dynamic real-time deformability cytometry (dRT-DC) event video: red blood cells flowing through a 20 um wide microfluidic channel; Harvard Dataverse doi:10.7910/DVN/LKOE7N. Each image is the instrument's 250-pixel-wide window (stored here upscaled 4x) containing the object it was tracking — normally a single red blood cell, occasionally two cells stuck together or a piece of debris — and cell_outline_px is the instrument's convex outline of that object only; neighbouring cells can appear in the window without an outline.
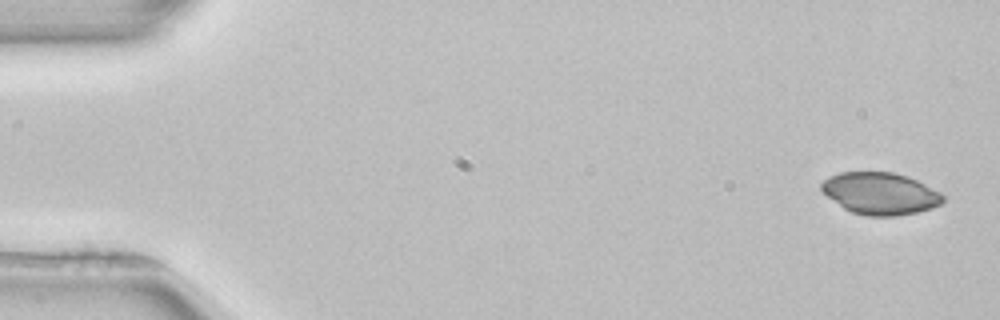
{"species": "common noctule bat (a hibernating species)", "species_latin": "Nyctalus noctula", "temperature_condition": "room temperature", "stored_images_in_passage": 51, "camera_frame_rate_fps": 3000, "um_per_image_px": 0.085, "animal": {"sex": "female", "body_mass_g": 22.7, "forearm_length_mm": 54.2}, "frame": {"image": 1, "passage_image": 1, "time_ms": 0.0, "image_size_px": [1000, 320], "cell_outline_px": [[944, 200], [940, 204], [932, 208], [916, 212], [896, 216], [864, 216], [852, 212], [844, 208], [828, 196], [820, 188], [820, 184], [824, 180], [840, 172], [892, 172], [908, 176], [940, 192], [944, 196]], "centroid_in_image_um": [74.83, 16.45], "position_along_channel_um": 10.2, "area_um2": 29.54}}
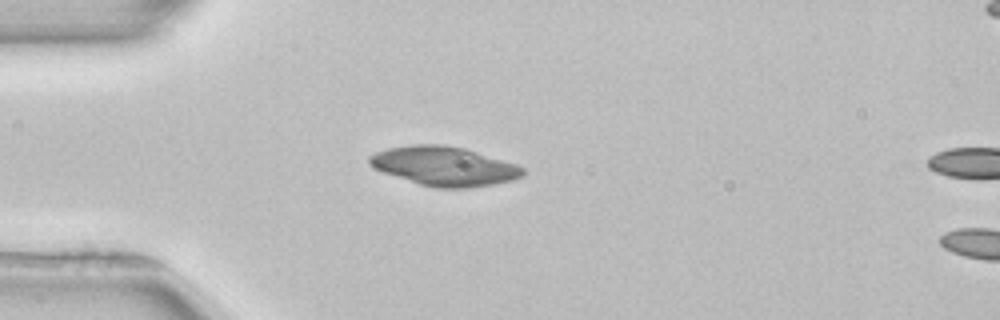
{"frame": {"image": 2, "passage_image": 13, "time_ms": 4.0, "image_size_px": [1000, 320], "cell_outline_px": [[524, 176], [512, 180], [492, 184], [468, 188], [432, 188], [372, 168], [368, 164], [368, 156], [376, 152], [388, 148], [412, 144], [444, 144], [464, 148], [516, 164], [524, 168]], "centroid_in_image_um": [37.74, 14.12], "position_along_channel_um": 47.3, "area_um2": 35.03}}